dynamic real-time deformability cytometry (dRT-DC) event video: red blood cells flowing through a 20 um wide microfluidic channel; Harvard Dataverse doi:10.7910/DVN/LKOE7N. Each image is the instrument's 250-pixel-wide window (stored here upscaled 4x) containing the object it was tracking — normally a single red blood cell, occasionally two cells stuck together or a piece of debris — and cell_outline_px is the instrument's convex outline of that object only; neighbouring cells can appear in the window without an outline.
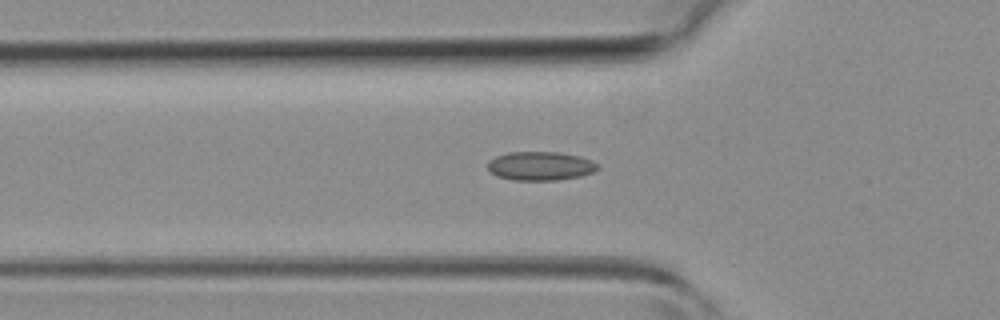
{"species": "common noctule bat (a hibernating species)", "species_latin": "Nyctalus noctula", "temperature_condition": "room temperature", "stored_images_in_passage": 38, "camera_frame_rate_fps": 3000, "um_per_image_px": 0.085, "animal": {"sex": "female", "body_mass_g": 19.3, "forearm_length_mm": 54.1}, "frame": {"image": 1, "passage_image": 8, "time_ms": 2.333, "image_size_px": [1000, 320], "cell_outline_px": [[600, 168], [592, 172], [580, 176], [556, 180], [512, 180], [496, 176], [488, 168], [488, 160], [496, 156], [508, 152], [560, 152], [580, 156], [592, 160], [600, 164]], "centroid_in_image_um": [45.95, 14.1], "position_along_channel_um": 79.8, "area_um2": 18.61}}
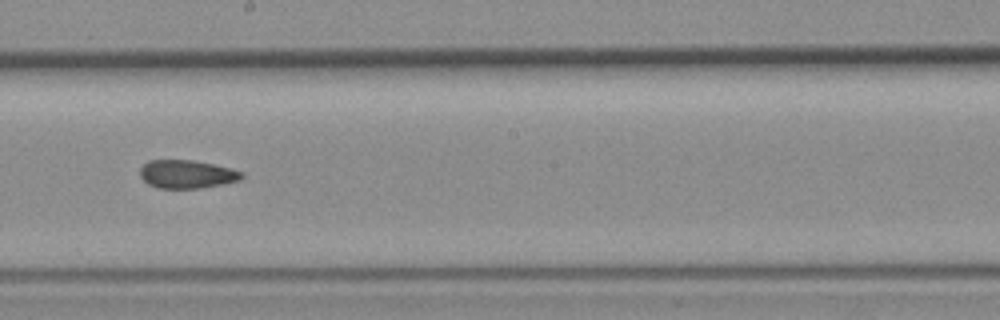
{"frame": {"image": 2, "passage_image": 18, "time_ms": 5.667, "image_size_px": [1000, 320], "cell_outline_px": [[244, 176], [240, 180], [200, 188], [156, 188], [148, 184], [140, 176], [140, 168], [148, 160], [192, 160], [212, 164], [244, 172]], "centroid_in_image_um": [15.85, 14.8], "position_along_channel_um": 232.3, "area_um2": 16.65}}
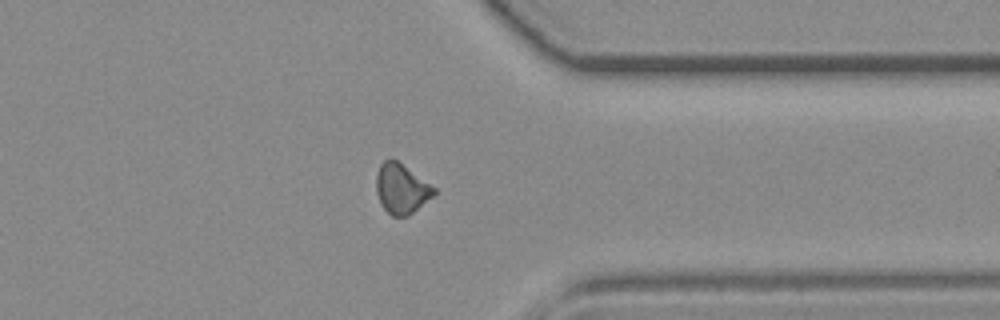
{"frame": {"image": 3, "passage_image": 28, "time_ms": 9.0, "image_size_px": [1000, 320], "cell_outline_px": [[436, 192], [432, 196], [408, 216], [392, 216], [380, 204], [376, 192], [376, 176], [380, 164], [384, 160], [396, 160], [436, 188]], "centroid_in_image_um": [34.09, 16.05], "position_along_channel_um": 377.3, "area_um2": 16.47}}